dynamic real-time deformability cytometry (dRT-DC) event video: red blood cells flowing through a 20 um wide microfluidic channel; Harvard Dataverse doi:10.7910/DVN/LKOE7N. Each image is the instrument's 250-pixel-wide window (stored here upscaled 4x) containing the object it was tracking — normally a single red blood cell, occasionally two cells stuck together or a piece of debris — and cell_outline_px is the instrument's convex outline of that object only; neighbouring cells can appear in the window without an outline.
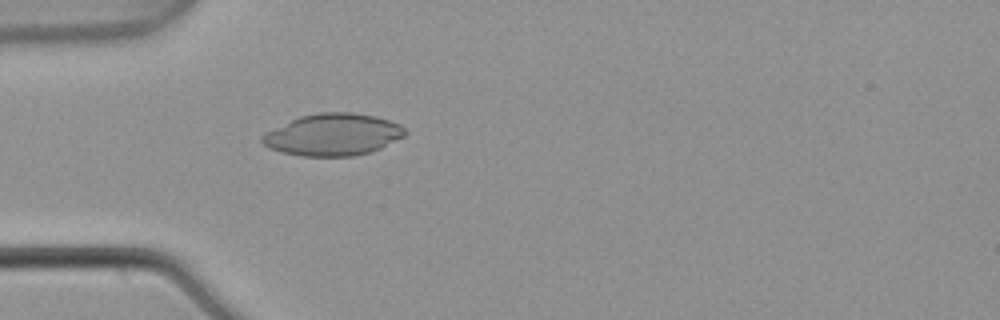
{"species": "common noctule bat (a hibernating species)", "species_latin": "Nyctalus noctula", "temperature_condition": "warm", "stored_images_in_passage": 4, "camera_frame_rate_fps": 3000, "um_per_image_px": 0.085, "animal": {"sex": "male", "body_mass_g": 21.5, "forearm_length_mm": 52.0}, "frame": {"image": 1, "passage_image": 4, "time_ms": 1.0, "image_size_px": [1000, 320], "cell_outline_px": [[408, 132], [404, 136], [372, 152], [352, 156], [304, 156], [280, 152], [264, 144], [260, 140], [260, 136], [300, 116], [320, 112], [352, 112], [376, 116], [400, 124]], "centroid_in_image_um": [28.34, 11.44], "position_along_channel_um": 56.7, "area_um2": 34.68}}